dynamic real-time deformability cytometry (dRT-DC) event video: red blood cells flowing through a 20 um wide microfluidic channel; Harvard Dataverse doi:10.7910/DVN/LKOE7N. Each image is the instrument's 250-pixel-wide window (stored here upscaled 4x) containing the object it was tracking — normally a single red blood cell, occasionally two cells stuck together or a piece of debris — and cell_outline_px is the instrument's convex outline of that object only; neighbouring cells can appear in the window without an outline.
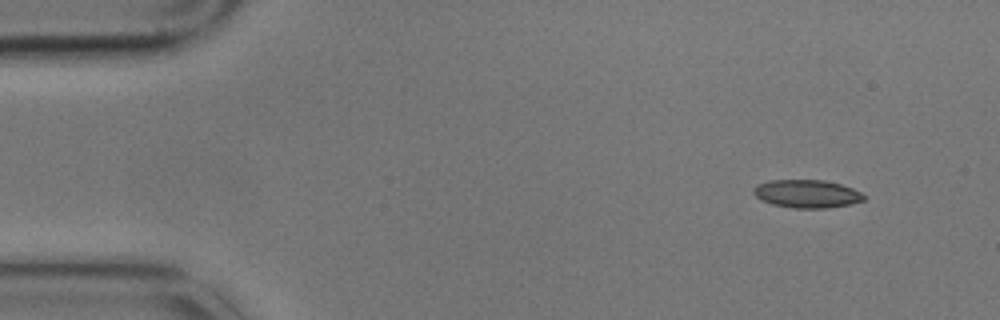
{"species": "common noctule bat (a hibernating species)", "species_latin": "Nyctalus noctula", "temperature_condition": "cold", "stored_images_in_passage": 5, "camera_frame_rate_fps": 3000, "um_per_image_px": 0.085, "animal": {"sex": "male", "body_mass_g": 17.9}, "frame": {"image": 1, "passage_image": 1, "time_ms": 0.0, "image_size_px": [1000, 320], "cell_outline_px": [[868, 196], [864, 200], [848, 204], [828, 208], [792, 208], [772, 204], [760, 200], [752, 192], [752, 188], [756, 184], [768, 180], [824, 180], [840, 184], [852, 188]], "centroid_in_image_um": [68.55, 16.47], "position_along_channel_um": 16.5, "area_um2": 18.21}}
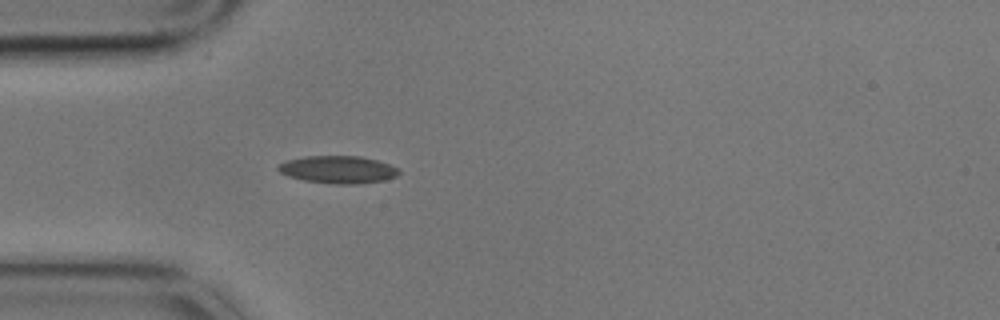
{"frame": {"image": 2, "passage_image": 4, "time_ms": 1.0, "image_size_px": [1000, 320], "cell_outline_px": [[400, 172], [396, 176], [384, 180], [360, 184], [336, 184], [304, 180], [288, 176], [280, 172], [276, 168], [284, 160], [304, 156], [360, 156], [376, 160], [400, 168]], "centroid_in_image_um": [28.73, 14.41], "position_along_channel_um": 56.3, "area_um2": 19.42}}